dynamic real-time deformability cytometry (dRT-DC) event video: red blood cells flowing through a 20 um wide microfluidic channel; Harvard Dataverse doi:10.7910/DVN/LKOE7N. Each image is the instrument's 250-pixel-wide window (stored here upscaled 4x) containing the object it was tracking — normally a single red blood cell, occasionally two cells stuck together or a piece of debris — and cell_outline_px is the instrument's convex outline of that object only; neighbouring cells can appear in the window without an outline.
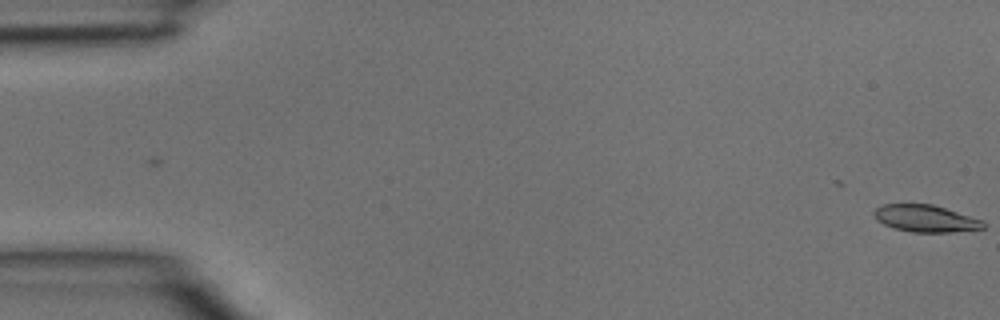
{"species": "common noctule bat (a hibernating species)", "species_latin": "Nyctalus noctula", "temperature_condition": "room temperature", "stored_images_in_passage": 3, "camera_frame_rate_fps": 3000, "um_per_image_px": 0.085, "animal": {"sex": "male", "body_mass_g": 15.6}, "frame": {"image": 1, "passage_image": 3, "time_ms": 0.667, "image_size_px": [1000, 320], "cell_outline_px": [[984, 228], [952, 232], [912, 232], [892, 228], [876, 220], [872, 212], [876, 208], [884, 204], [932, 204], [984, 220]], "centroid_in_image_um": [78.65, 18.57], "position_along_channel_um": 6.4, "area_um2": 17.22}}